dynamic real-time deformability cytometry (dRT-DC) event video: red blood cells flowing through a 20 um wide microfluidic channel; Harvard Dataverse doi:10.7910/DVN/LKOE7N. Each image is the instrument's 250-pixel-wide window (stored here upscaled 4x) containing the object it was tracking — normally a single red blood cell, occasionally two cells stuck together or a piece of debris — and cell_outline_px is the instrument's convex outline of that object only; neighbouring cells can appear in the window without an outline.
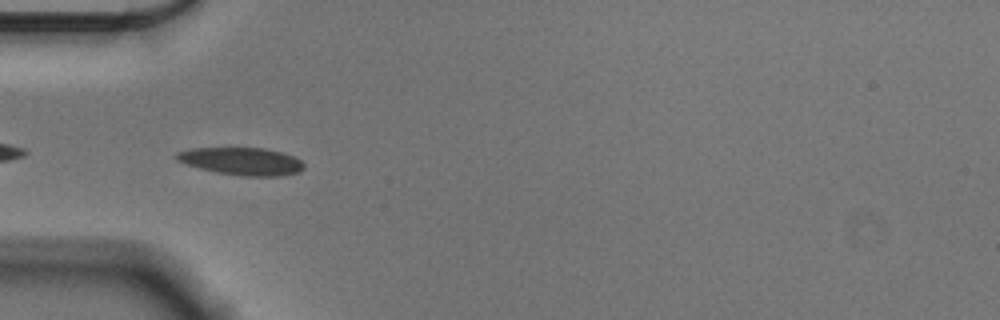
{"species": "Egyptian fruit bat (a non-hibernating species)", "species_latin": "Rousettus aegyptiacus", "temperature_condition": "cold", "stored_images_in_passage": 41, "camera_frame_rate_fps": 3000, "um_per_image_px": 0.085, "animal": {"sex": "male"}, "frame": {"image": 1, "passage_image": 2, "time_ms": 0.333, "image_size_px": [1000, 320], "cell_outline_px": [[304, 168], [300, 172], [280, 176], [244, 176], [216, 172], [184, 164], [176, 160], [176, 152], [188, 148], [264, 148], [280, 152], [292, 156], [300, 160], [304, 164]], "centroid_in_image_um": [20.52, 13.71], "position_along_channel_um": 64.5, "area_um2": 20.46}}
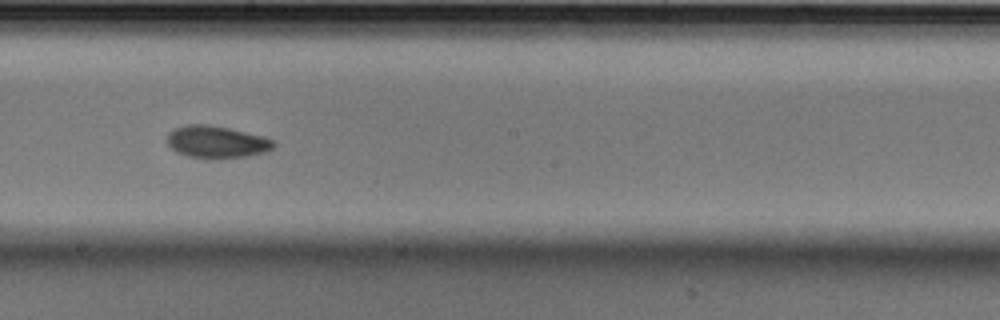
{"frame": {"image": 2, "passage_image": 16, "time_ms": 5.0, "image_size_px": [1000, 320], "cell_outline_px": [[276, 144], [272, 148], [264, 152], [248, 156], [208, 160], [188, 156], [176, 152], [168, 144], [168, 132], [172, 128], [188, 124], [208, 124], [228, 128], [264, 136], [276, 140]], "centroid_in_image_um": [18.41, 12.07], "position_along_channel_um": 229.8, "area_um2": 20.35}}
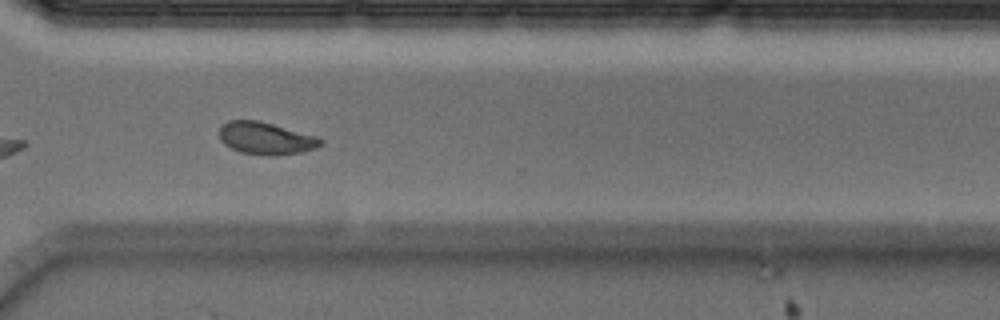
{"frame": {"image": 3, "passage_image": 26, "time_ms": 8.333, "image_size_px": [1000, 320], "cell_outline_px": [[324, 144], [316, 148], [300, 152], [272, 156], [268, 156], [240, 152], [224, 144], [220, 140], [220, 128], [228, 120], [256, 120], [272, 124], [316, 136], [324, 140]], "centroid_in_image_um": [22.61, 11.76], "position_along_channel_um": 348.0, "area_um2": 18.96}, "authors_computed_cell_mechanics": {"area_um2": 19.0162, "velocity_mm_per_s": 3.5557, "shape_relaxation_time_tau1_ms": 3.9029, "shape_relaxation_time_tau2_ms": 4.3749, "deformation_change_tau1": 0.1365, "deformation_change_tau2": 0.0897}}